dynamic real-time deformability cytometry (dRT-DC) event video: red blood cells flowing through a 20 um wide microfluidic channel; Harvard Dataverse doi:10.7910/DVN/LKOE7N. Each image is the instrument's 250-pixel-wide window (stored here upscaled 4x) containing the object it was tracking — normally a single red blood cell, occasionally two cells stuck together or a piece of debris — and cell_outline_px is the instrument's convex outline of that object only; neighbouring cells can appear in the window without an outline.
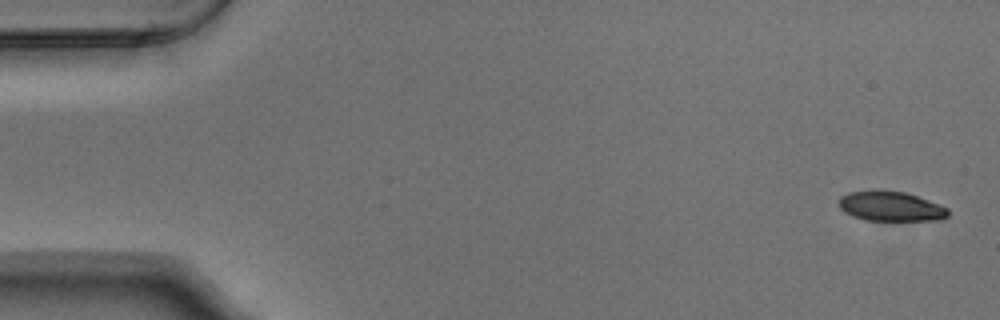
{"species": "Egyptian fruit bat (a non-hibernating species)", "species_latin": "Rousettus aegyptiacus", "temperature_condition": "warm", "stored_images_in_passage": 5, "segment_of_instrument_passage": [2, 2], "camera_frame_rate_fps": 3000, "um_per_image_px": 0.085, "animal": {"sex": "male"}, "frame": {"image": 1, "passage_image": 5, "time_ms": 1.333, "image_size_px": [1000, 320], "cell_outline_px": [[948, 216], [940, 220], [864, 220], [852, 216], [844, 212], [840, 208], [840, 196], [848, 192], [904, 192], [916, 196], [948, 208]], "centroid_in_image_um": [75.71, 17.57], "position_along_channel_um": 9.3, "area_um2": 18.32}}